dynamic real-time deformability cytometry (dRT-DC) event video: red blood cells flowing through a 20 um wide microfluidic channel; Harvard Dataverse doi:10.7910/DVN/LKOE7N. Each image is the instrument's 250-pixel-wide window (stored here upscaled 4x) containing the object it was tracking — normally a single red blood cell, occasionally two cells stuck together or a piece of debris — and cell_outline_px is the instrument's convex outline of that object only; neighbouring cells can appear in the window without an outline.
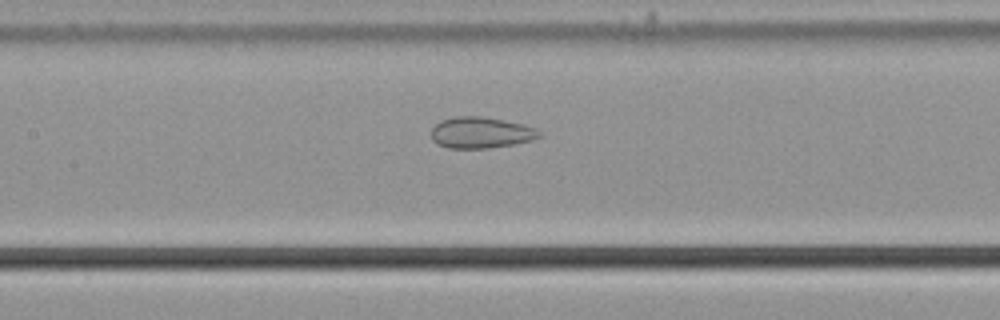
{"species": "common noctule bat (a hibernating species)", "species_latin": "Nyctalus noctula", "temperature_condition": "cold", "stored_images_in_passage": 54, "camera_frame_rate_fps": 3000, "um_per_image_px": 0.085, "animal": {"sex": "male", "body_mass_g": 21.5, "forearm_length_mm": 52.0}, "frame": {"image": 1, "passage_image": 25, "time_ms": 8.0, "image_size_px": [1000, 320], "cell_outline_px": [[540, 136], [532, 140], [512, 144], [488, 148], [448, 148], [436, 144], [432, 140], [432, 128], [440, 120], [452, 116], [484, 116], [524, 124], [536, 128], [540, 132]], "centroid_in_image_um": [40.85, 11.26], "position_along_channel_um": 166.6, "area_um2": 19.77}}
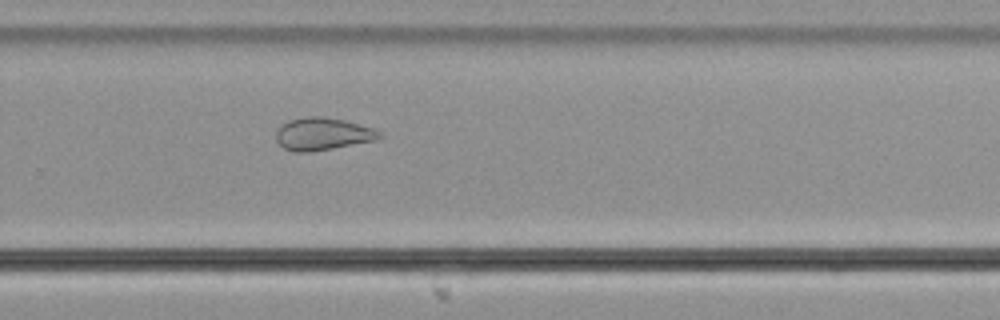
{"frame": {"image": 2, "passage_image": 36, "time_ms": 11.667, "image_size_px": [1000, 320], "cell_outline_px": [[384, 136], [376, 140], [312, 152], [292, 152], [284, 148], [276, 140], [276, 132], [280, 124], [288, 120], [304, 116], [324, 116], [344, 120], [372, 128], [380, 132]], "centroid_in_image_um": [27.39, 11.38], "position_along_channel_um": 302.4, "area_um2": 19.77}}
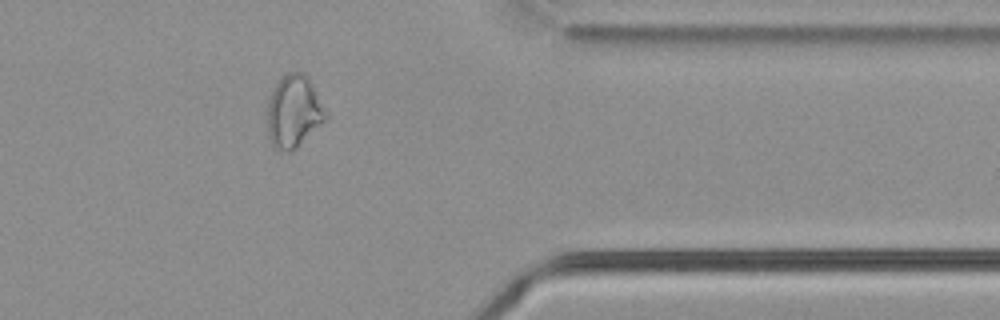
{"frame": {"image": 3, "passage_image": 44, "time_ms": 14.333, "image_size_px": [1000, 320], "cell_outline_px": [[328, 120], [288, 152], [284, 152], [276, 148], [272, 144], [268, 136], [268, 100], [272, 88], [276, 80], [288, 72], [300, 72], [308, 76], [328, 112]], "centroid_in_image_um": [24.98, 9.43], "position_along_channel_um": 386.4, "area_um2": 24.8}, "authors_computed_cell_mechanics": {"area_um2": 25.0852, "velocity_mm_per_s": 3.7174, "shape_relaxation_time_tau1_ms": null, "shape_relaxation_time_tau2_ms": 1.9408, "deformation_change_tau1": null, "deformation_change_tau2": 0.0852}}